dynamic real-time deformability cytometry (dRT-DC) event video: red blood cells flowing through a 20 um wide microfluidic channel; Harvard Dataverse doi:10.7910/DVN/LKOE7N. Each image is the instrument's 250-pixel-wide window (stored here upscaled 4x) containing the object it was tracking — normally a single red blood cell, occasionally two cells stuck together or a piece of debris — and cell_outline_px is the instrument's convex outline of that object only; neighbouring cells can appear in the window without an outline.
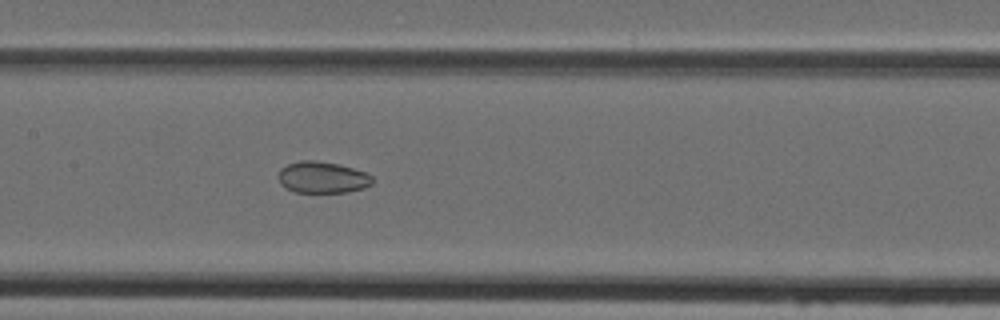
{"species": "Egyptian fruit bat (a non-hibernating species)", "species_latin": "Rousettus aegyptiacus", "temperature_condition": "cold", "stored_images_in_passage": 39, "camera_frame_rate_fps": 3000, "um_per_image_px": 0.085, "animal": {"sex": "female"}, "frame": {"image": 1, "passage_image": 15, "time_ms": 4.667, "image_size_px": [1000, 320], "cell_outline_px": [[372, 184], [364, 188], [344, 192], [296, 192], [284, 188], [280, 184], [276, 176], [280, 168], [288, 164], [300, 160], [312, 160], [340, 164], [364, 172], [372, 176]], "centroid_in_image_um": [27.34, 15.07], "position_along_channel_um": 180.1, "area_um2": 17.4}}
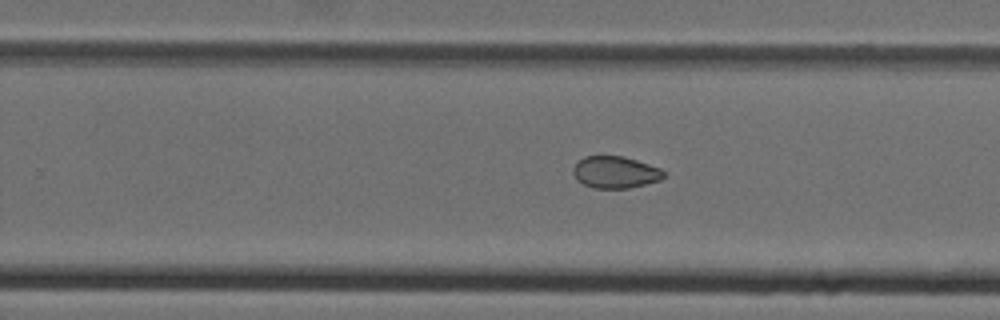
{"frame": {"image": 2, "passage_image": 22, "time_ms": 7.0, "image_size_px": [1000, 320], "cell_outline_px": [[668, 172], [660, 180], [628, 188], [592, 188], [576, 180], [572, 172], [572, 168], [584, 156], [624, 156], [660, 168]], "centroid_in_image_um": [52.29, 14.64], "position_along_channel_um": 277.5, "area_um2": 16.88}}
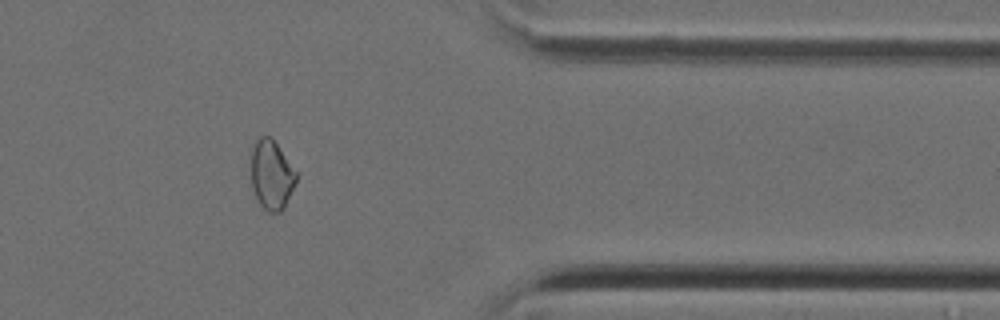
{"frame": {"image": 3, "passage_image": 31, "time_ms": 10.0, "image_size_px": [1000, 320], "cell_outline_px": [[296, 184], [284, 208], [280, 212], [268, 212], [260, 204], [252, 188], [252, 148], [256, 140], [260, 136], [268, 136], [276, 144], [296, 172]], "centroid_in_image_um": [23.08, 14.9], "position_along_channel_um": 388.3, "area_um2": 17.86}}